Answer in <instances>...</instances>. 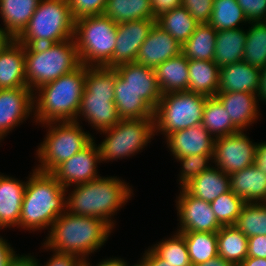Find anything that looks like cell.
Segmentation results:
<instances>
[{"label": "cell", "mask_w": 266, "mask_h": 266, "mask_svg": "<svg viewBox=\"0 0 266 266\" xmlns=\"http://www.w3.org/2000/svg\"><path fill=\"white\" fill-rule=\"evenodd\" d=\"M75 187L71 195L69 193L66 197V211L75 215L100 218L113 229L115 221L111 217L128 202L133 193L130 186L117 176L99 177Z\"/></svg>", "instance_id": "obj_4"}, {"label": "cell", "mask_w": 266, "mask_h": 266, "mask_svg": "<svg viewBox=\"0 0 266 266\" xmlns=\"http://www.w3.org/2000/svg\"><path fill=\"white\" fill-rule=\"evenodd\" d=\"M106 1L107 0H67L74 20L103 14Z\"/></svg>", "instance_id": "obj_43"}, {"label": "cell", "mask_w": 266, "mask_h": 266, "mask_svg": "<svg viewBox=\"0 0 266 266\" xmlns=\"http://www.w3.org/2000/svg\"><path fill=\"white\" fill-rule=\"evenodd\" d=\"M246 38L243 27L217 31L213 62L221 68L242 61Z\"/></svg>", "instance_id": "obj_28"}, {"label": "cell", "mask_w": 266, "mask_h": 266, "mask_svg": "<svg viewBox=\"0 0 266 266\" xmlns=\"http://www.w3.org/2000/svg\"><path fill=\"white\" fill-rule=\"evenodd\" d=\"M103 15L116 24L133 20L156 19L150 0H107Z\"/></svg>", "instance_id": "obj_31"}, {"label": "cell", "mask_w": 266, "mask_h": 266, "mask_svg": "<svg viewBox=\"0 0 266 266\" xmlns=\"http://www.w3.org/2000/svg\"><path fill=\"white\" fill-rule=\"evenodd\" d=\"M217 31L208 23L197 26L193 34L182 45L181 53L188 60L213 61Z\"/></svg>", "instance_id": "obj_30"}, {"label": "cell", "mask_w": 266, "mask_h": 266, "mask_svg": "<svg viewBox=\"0 0 266 266\" xmlns=\"http://www.w3.org/2000/svg\"><path fill=\"white\" fill-rule=\"evenodd\" d=\"M188 59L180 53L154 69L162 94L188 91Z\"/></svg>", "instance_id": "obj_27"}, {"label": "cell", "mask_w": 266, "mask_h": 266, "mask_svg": "<svg viewBox=\"0 0 266 266\" xmlns=\"http://www.w3.org/2000/svg\"><path fill=\"white\" fill-rule=\"evenodd\" d=\"M183 188L195 198L211 203L230 190V176L218 167H210Z\"/></svg>", "instance_id": "obj_26"}, {"label": "cell", "mask_w": 266, "mask_h": 266, "mask_svg": "<svg viewBox=\"0 0 266 266\" xmlns=\"http://www.w3.org/2000/svg\"><path fill=\"white\" fill-rule=\"evenodd\" d=\"M39 261H37L34 256L32 257L31 255H17L15 254L13 258L11 259L10 263L8 266H39L38 264Z\"/></svg>", "instance_id": "obj_51"}, {"label": "cell", "mask_w": 266, "mask_h": 266, "mask_svg": "<svg viewBox=\"0 0 266 266\" xmlns=\"http://www.w3.org/2000/svg\"><path fill=\"white\" fill-rule=\"evenodd\" d=\"M255 166L266 173V142L257 143L255 151Z\"/></svg>", "instance_id": "obj_50"}, {"label": "cell", "mask_w": 266, "mask_h": 266, "mask_svg": "<svg viewBox=\"0 0 266 266\" xmlns=\"http://www.w3.org/2000/svg\"><path fill=\"white\" fill-rule=\"evenodd\" d=\"M48 262L42 266H82L83 260L73 254L55 252ZM39 266H41L39 264Z\"/></svg>", "instance_id": "obj_46"}, {"label": "cell", "mask_w": 266, "mask_h": 266, "mask_svg": "<svg viewBox=\"0 0 266 266\" xmlns=\"http://www.w3.org/2000/svg\"><path fill=\"white\" fill-rule=\"evenodd\" d=\"M235 226L248 238L266 235V203L246 202Z\"/></svg>", "instance_id": "obj_40"}, {"label": "cell", "mask_w": 266, "mask_h": 266, "mask_svg": "<svg viewBox=\"0 0 266 266\" xmlns=\"http://www.w3.org/2000/svg\"><path fill=\"white\" fill-rule=\"evenodd\" d=\"M180 226L178 232H215L222 225L218 222L210 203L195 198L181 188L176 200Z\"/></svg>", "instance_id": "obj_14"}, {"label": "cell", "mask_w": 266, "mask_h": 266, "mask_svg": "<svg viewBox=\"0 0 266 266\" xmlns=\"http://www.w3.org/2000/svg\"><path fill=\"white\" fill-rule=\"evenodd\" d=\"M248 23L266 22V0H237Z\"/></svg>", "instance_id": "obj_45"}, {"label": "cell", "mask_w": 266, "mask_h": 266, "mask_svg": "<svg viewBox=\"0 0 266 266\" xmlns=\"http://www.w3.org/2000/svg\"><path fill=\"white\" fill-rule=\"evenodd\" d=\"M214 154H200V155H189L186 157L175 158L182 165L181 175H179V184L183 188L192 179L200 175L204 171L208 170L210 167L208 163L213 160Z\"/></svg>", "instance_id": "obj_42"}, {"label": "cell", "mask_w": 266, "mask_h": 266, "mask_svg": "<svg viewBox=\"0 0 266 266\" xmlns=\"http://www.w3.org/2000/svg\"><path fill=\"white\" fill-rule=\"evenodd\" d=\"M166 139L167 147L175 158L214 154L215 139L201 124L175 131Z\"/></svg>", "instance_id": "obj_19"}, {"label": "cell", "mask_w": 266, "mask_h": 266, "mask_svg": "<svg viewBox=\"0 0 266 266\" xmlns=\"http://www.w3.org/2000/svg\"><path fill=\"white\" fill-rule=\"evenodd\" d=\"M247 257L266 258V235L248 238Z\"/></svg>", "instance_id": "obj_47"}, {"label": "cell", "mask_w": 266, "mask_h": 266, "mask_svg": "<svg viewBox=\"0 0 266 266\" xmlns=\"http://www.w3.org/2000/svg\"><path fill=\"white\" fill-rule=\"evenodd\" d=\"M114 68L116 70L114 88H131L155 110L162 92L154 69L136 62L120 64Z\"/></svg>", "instance_id": "obj_15"}, {"label": "cell", "mask_w": 266, "mask_h": 266, "mask_svg": "<svg viewBox=\"0 0 266 266\" xmlns=\"http://www.w3.org/2000/svg\"><path fill=\"white\" fill-rule=\"evenodd\" d=\"M230 190L245 202L266 203V173L255 164L230 175Z\"/></svg>", "instance_id": "obj_24"}, {"label": "cell", "mask_w": 266, "mask_h": 266, "mask_svg": "<svg viewBox=\"0 0 266 266\" xmlns=\"http://www.w3.org/2000/svg\"><path fill=\"white\" fill-rule=\"evenodd\" d=\"M156 24L168 32L182 46L200 24L183 6L162 13Z\"/></svg>", "instance_id": "obj_33"}, {"label": "cell", "mask_w": 266, "mask_h": 266, "mask_svg": "<svg viewBox=\"0 0 266 266\" xmlns=\"http://www.w3.org/2000/svg\"><path fill=\"white\" fill-rule=\"evenodd\" d=\"M83 266H92L87 259L83 260ZM93 266H127V262L124 261V259L119 258H107L103 261H100L96 265Z\"/></svg>", "instance_id": "obj_53"}, {"label": "cell", "mask_w": 266, "mask_h": 266, "mask_svg": "<svg viewBox=\"0 0 266 266\" xmlns=\"http://www.w3.org/2000/svg\"><path fill=\"white\" fill-rule=\"evenodd\" d=\"M257 95L259 101L266 102V67L261 69V78Z\"/></svg>", "instance_id": "obj_54"}, {"label": "cell", "mask_w": 266, "mask_h": 266, "mask_svg": "<svg viewBox=\"0 0 266 266\" xmlns=\"http://www.w3.org/2000/svg\"><path fill=\"white\" fill-rule=\"evenodd\" d=\"M248 20L237 0H214L208 24L216 31L241 28Z\"/></svg>", "instance_id": "obj_38"}, {"label": "cell", "mask_w": 266, "mask_h": 266, "mask_svg": "<svg viewBox=\"0 0 266 266\" xmlns=\"http://www.w3.org/2000/svg\"><path fill=\"white\" fill-rule=\"evenodd\" d=\"M246 30V43L242 60L252 67H266V22H254Z\"/></svg>", "instance_id": "obj_37"}, {"label": "cell", "mask_w": 266, "mask_h": 266, "mask_svg": "<svg viewBox=\"0 0 266 266\" xmlns=\"http://www.w3.org/2000/svg\"><path fill=\"white\" fill-rule=\"evenodd\" d=\"M207 96L190 91L162 94L154 110L155 133L165 135L202 123Z\"/></svg>", "instance_id": "obj_10"}, {"label": "cell", "mask_w": 266, "mask_h": 266, "mask_svg": "<svg viewBox=\"0 0 266 266\" xmlns=\"http://www.w3.org/2000/svg\"><path fill=\"white\" fill-rule=\"evenodd\" d=\"M257 143H253L244 131L216 138L213 163L230 175L254 164Z\"/></svg>", "instance_id": "obj_12"}, {"label": "cell", "mask_w": 266, "mask_h": 266, "mask_svg": "<svg viewBox=\"0 0 266 266\" xmlns=\"http://www.w3.org/2000/svg\"><path fill=\"white\" fill-rule=\"evenodd\" d=\"M245 201L231 190L218 196L210 205L222 226L235 225Z\"/></svg>", "instance_id": "obj_41"}, {"label": "cell", "mask_w": 266, "mask_h": 266, "mask_svg": "<svg viewBox=\"0 0 266 266\" xmlns=\"http://www.w3.org/2000/svg\"><path fill=\"white\" fill-rule=\"evenodd\" d=\"M257 96V93L250 92H218L215 95L239 131H244L258 119Z\"/></svg>", "instance_id": "obj_21"}, {"label": "cell", "mask_w": 266, "mask_h": 266, "mask_svg": "<svg viewBox=\"0 0 266 266\" xmlns=\"http://www.w3.org/2000/svg\"><path fill=\"white\" fill-rule=\"evenodd\" d=\"M40 0H0V15L9 39H16L27 27Z\"/></svg>", "instance_id": "obj_25"}, {"label": "cell", "mask_w": 266, "mask_h": 266, "mask_svg": "<svg viewBox=\"0 0 266 266\" xmlns=\"http://www.w3.org/2000/svg\"><path fill=\"white\" fill-rule=\"evenodd\" d=\"M86 74L87 66L81 65L36 89L33 94L35 122L44 125L47 122L76 121Z\"/></svg>", "instance_id": "obj_3"}, {"label": "cell", "mask_w": 266, "mask_h": 266, "mask_svg": "<svg viewBox=\"0 0 266 266\" xmlns=\"http://www.w3.org/2000/svg\"><path fill=\"white\" fill-rule=\"evenodd\" d=\"M155 18L162 13L182 6V0H150Z\"/></svg>", "instance_id": "obj_48"}, {"label": "cell", "mask_w": 266, "mask_h": 266, "mask_svg": "<svg viewBox=\"0 0 266 266\" xmlns=\"http://www.w3.org/2000/svg\"><path fill=\"white\" fill-rule=\"evenodd\" d=\"M201 125L213 135L214 139L239 132L216 97H207Z\"/></svg>", "instance_id": "obj_34"}, {"label": "cell", "mask_w": 266, "mask_h": 266, "mask_svg": "<svg viewBox=\"0 0 266 266\" xmlns=\"http://www.w3.org/2000/svg\"><path fill=\"white\" fill-rule=\"evenodd\" d=\"M113 228L100 218L62 213L52 224L43 249L73 254L82 260L97 252ZM54 250V251H53Z\"/></svg>", "instance_id": "obj_1"}, {"label": "cell", "mask_w": 266, "mask_h": 266, "mask_svg": "<svg viewBox=\"0 0 266 266\" xmlns=\"http://www.w3.org/2000/svg\"><path fill=\"white\" fill-rule=\"evenodd\" d=\"M49 126L46 138L38 146L37 158L40 160L35 169L51 173L57 166L70 159L85 148L94 137L82 130L79 122H47Z\"/></svg>", "instance_id": "obj_9"}, {"label": "cell", "mask_w": 266, "mask_h": 266, "mask_svg": "<svg viewBox=\"0 0 266 266\" xmlns=\"http://www.w3.org/2000/svg\"><path fill=\"white\" fill-rule=\"evenodd\" d=\"M239 266H266V258L246 257Z\"/></svg>", "instance_id": "obj_56"}, {"label": "cell", "mask_w": 266, "mask_h": 266, "mask_svg": "<svg viewBox=\"0 0 266 266\" xmlns=\"http://www.w3.org/2000/svg\"><path fill=\"white\" fill-rule=\"evenodd\" d=\"M248 237L235 225L222 226L217 232L218 256L239 266L247 257Z\"/></svg>", "instance_id": "obj_32"}, {"label": "cell", "mask_w": 266, "mask_h": 266, "mask_svg": "<svg viewBox=\"0 0 266 266\" xmlns=\"http://www.w3.org/2000/svg\"><path fill=\"white\" fill-rule=\"evenodd\" d=\"M127 266H130V265H128V263H127ZM132 266H148V265L141 259V260H139V262L137 264H134Z\"/></svg>", "instance_id": "obj_58"}, {"label": "cell", "mask_w": 266, "mask_h": 266, "mask_svg": "<svg viewBox=\"0 0 266 266\" xmlns=\"http://www.w3.org/2000/svg\"><path fill=\"white\" fill-rule=\"evenodd\" d=\"M24 49L26 83L33 93L82 65L74 38L55 44L24 46Z\"/></svg>", "instance_id": "obj_5"}, {"label": "cell", "mask_w": 266, "mask_h": 266, "mask_svg": "<svg viewBox=\"0 0 266 266\" xmlns=\"http://www.w3.org/2000/svg\"><path fill=\"white\" fill-rule=\"evenodd\" d=\"M117 24L101 14L75 20L74 40L85 66H105L113 57Z\"/></svg>", "instance_id": "obj_8"}, {"label": "cell", "mask_w": 266, "mask_h": 266, "mask_svg": "<svg viewBox=\"0 0 266 266\" xmlns=\"http://www.w3.org/2000/svg\"><path fill=\"white\" fill-rule=\"evenodd\" d=\"M114 103L121 119L154 118V109L131 88H114Z\"/></svg>", "instance_id": "obj_35"}, {"label": "cell", "mask_w": 266, "mask_h": 266, "mask_svg": "<svg viewBox=\"0 0 266 266\" xmlns=\"http://www.w3.org/2000/svg\"><path fill=\"white\" fill-rule=\"evenodd\" d=\"M25 49L16 39L0 47V89L27 87Z\"/></svg>", "instance_id": "obj_20"}, {"label": "cell", "mask_w": 266, "mask_h": 266, "mask_svg": "<svg viewBox=\"0 0 266 266\" xmlns=\"http://www.w3.org/2000/svg\"><path fill=\"white\" fill-rule=\"evenodd\" d=\"M261 69L252 67L245 61L223 66L219 69L218 92L258 93Z\"/></svg>", "instance_id": "obj_22"}, {"label": "cell", "mask_w": 266, "mask_h": 266, "mask_svg": "<svg viewBox=\"0 0 266 266\" xmlns=\"http://www.w3.org/2000/svg\"><path fill=\"white\" fill-rule=\"evenodd\" d=\"M29 177L24 192L19 227L28 231L50 229L53 222L66 212L67 190L51 173L34 169Z\"/></svg>", "instance_id": "obj_2"}, {"label": "cell", "mask_w": 266, "mask_h": 266, "mask_svg": "<svg viewBox=\"0 0 266 266\" xmlns=\"http://www.w3.org/2000/svg\"><path fill=\"white\" fill-rule=\"evenodd\" d=\"M29 87L0 89V141L34 112Z\"/></svg>", "instance_id": "obj_17"}, {"label": "cell", "mask_w": 266, "mask_h": 266, "mask_svg": "<svg viewBox=\"0 0 266 266\" xmlns=\"http://www.w3.org/2000/svg\"><path fill=\"white\" fill-rule=\"evenodd\" d=\"M100 149L93 139L85 148L57 166L51 174L68 191V187L94 181L101 177L97 172Z\"/></svg>", "instance_id": "obj_13"}, {"label": "cell", "mask_w": 266, "mask_h": 266, "mask_svg": "<svg viewBox=\"0 0 266 266\" xmlns=\"http://www.w3.org/2000/svg\"><path fill=\"white\" fill-rule=\"evenodd\" d=\"M156 24V19L133 20L117 24L116 45L106 67L135 62L139 48Z\"/></svg>", "instance_id": "obj_16"}, {"label": "cell", "mask_w": 266, "mask_h": 266, "mask_svg": "<svg viewBox=\"0 0 266 266\" xmlns=\"http://www.w3.org/2000/svg\"><path fill=\"white\" fill-rule=\"evenodd\" d=\"M214 0H182V6L200 24L208 23L213 10Z\"/></svg>", "instance_id": "obj_44"}, {"label": "cell", "mask_w": 266, "mask_h": 266, "mask_svg": "<svg viewBox=\"0 0 266 266\" xmlns=\"http://www.w3.org/2000/svg\"><path fill=\"white\" fill-rule=\"evenodd\" d=\"M101 132L106 135L98 145L101 161L134 156L156 135L154 118L120 119L116 125Z\"/></svg>", "instance_id": "obj_11"}, {"label": "cell", "mask_w": 266, "mask_h": 266, "mask_svg": "<svg viewBox=\"0 0 266 266\" xmlns=\"http://www.w3.org/2000/svg\"><path fill=\"white\" fill-rule=\"evenodd\" d=\"M2 27H0V47L7 41L9 38L3 33Z\"/></svg>", "instance_id": "obj_57"}, {"label": "cell", "mask_w": 266, "mask_h": 266, "mask_svg": "<svg viewBox=\"0 0 266 266\" xmlns=\"http://www.w3.org/2000/svg\"><path fill=\"white\" fill-rule=\"evenodd\" d=\"M182 46L157 24L139 48L136 63L155 69L161 63L181 53Z\"/></svg>", "instance_id": "obj_18"}, {"label": "cell", "mask_w": 266, "mask_h": 266, "mask_svg": "<svg viewBox=\"0 0 266 266\" xmlns=\"http://www.w3.org/2000/svg\"><path fill=\"white\" fill-rule=\"evenodd\" d=\"M148 266H168L151 248L145 251L141 258Z\"/></svg>", "instance_id": "obj_52"}, {"label": "cell", "mask_w": 266, "mask_h": 266, "mask_svg": "<svg viewBox=\"0 0 266 266\" xmlns=\"http://www.w3.org/2000/svg\"><path fill=\"white\" fill-rule=\"evenodd\" d=\"M9 244L10 243L0 236V266H8L16 253Z\"/></svg>", "instance_id": "obj_49"}, {"label": "cell", "mask_w": 266, "mask_h": 266, "mask_svg": "<svg viewBox=\"0 0 266 266\" xmlns=\"http://www.w3.org/2000/svg\"><path fill=\"white\" fill-rule=\"evenodd\" d=\"M74 27L67 0H40L27 27L16 40L24 46L55 44L74 38Z\"/></svg>", "instance_id": "obj_7"}, {"label": "cell", "mask_w": 266, "mask_h": 266, "mask_svg": "<svg viewBox=\"0 0 266 266\" xmlns=\"http://www.w3.org/2000/svg\"><path fill=\"white\" fill-rule=\"evenodd\" d=\"M174 234L171 238L151 246V249L165 260L168 266H192L183 233L177 231Z\"/></svg>", "instance_id": "obj_39"}, {"label": "cell", "mask_w": 266, "mask_h": 266, "mask_svg": "<svg viewBox=\"0 0 266 266\" xmlns=\"http://www.w3.org/2000/svg\"><path fill=\"white\" fill-rule=\"evenodd\" d=\"M219 69L213 61L189 60L188 91L215 97L219 91Z\"/></svg>", "instance_id": "obj_29"}, {"label": "cell", "mask_w": 266, "mask_h": 266, "mask_svg": "<svg viewBox=\"0 0 266 266\" xmlns=\"http://www.w3.org/2000/svg\"><path fill=\"white\" fill-rule=\"evenodd\" d=\"M26 183L0 173V229L19 227Z\"/></svg>", "instance_id": "obj_23"}, {"label": "cell", "mask_w": 266, "mask_h": 266, "mask_svg": "<svg viewBox=\"0 0 266 266\" xmlns=\"http://www.w3.org/2000/svg\"><path fill=\"white\" fill-rule=\"evenodd\" d=\"M194 266H235L233 263L225 260L224 258L217 256L206 262L194 265Z\"/></svg>", "instance_id": "obj_55"}, {"label": "cell", "mask_w": 266, "mask_h": 266, "mask_svg": "<svg viewBox=\"0 0 266 266\" xmlns=\"http://www.w3.org/2000/svg\"><path fill=\"white\" fill-rule=\"evenodd\" d=\"M187 244L191 265L206 262L218 256L217 233L182 232Z\"/></svg>", "instance_id": "obj_36"}, {"label": "cell", "mask_w": 266, "mask_h": 266, "mask_svg": "<svg viewBox=\"0 0 266 266\" xmlns=\"http://www.w3.org/2000/svg\"><path fill=\"white\" fill-rule=\"evenodd\" d=\"M115 81V68L87 66L85 88L75 122L83 116L94 129L101 132L120 121L114 103Z\"/></svg>", "instance_id": "obj_6"}]
</instances>
